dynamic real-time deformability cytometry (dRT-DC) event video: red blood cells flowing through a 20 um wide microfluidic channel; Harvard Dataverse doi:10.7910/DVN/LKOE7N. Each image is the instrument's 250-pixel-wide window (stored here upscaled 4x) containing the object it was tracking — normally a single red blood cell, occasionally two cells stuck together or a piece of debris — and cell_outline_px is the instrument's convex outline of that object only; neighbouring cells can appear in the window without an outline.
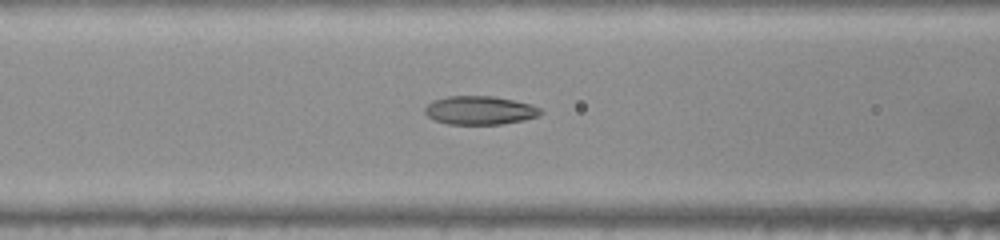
{"species": "common noctule bat (a hibernating species)", "species_latin": "Nyctalus noctula", "temperature_condition": "warm", "stored_images_in_passage": 51, "camera_frame_rate_fps": 3000, "um_per_image_px": 0.085, "animal": {"sex": "female", "body_mass_g": 22.0, "forearm_length_mm": 56.7}, "frame": {"image": 1, "passage_image": 20, "time_ms": 6.333, "image_size_px": [1000, 240], "cell_outline_px": [[544, 112], [536, 116], [524, 120], [500, 124], [448, 124], [436, 120], [428, 116], [424, 112], [424, 108], [432, 100], [448, 96], [492, 96], [532, 104], [540, 108]], "centroid_in_image_um": [40.78, 9.37], "position_along_channel_um": 125.8, "area_um2": 19.19}}
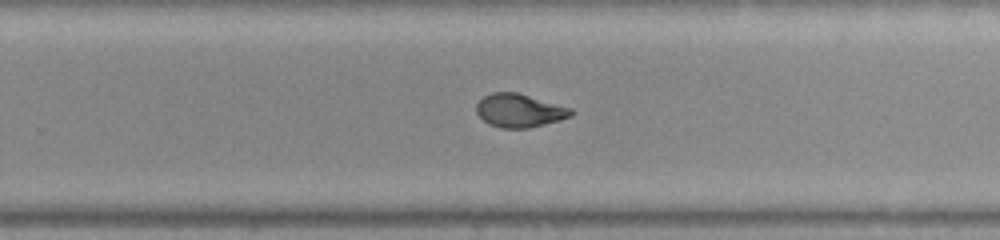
{"frame": {"image": 2, "passage_image": 32, "time_ms": 10.333, "image_size_px": [1000, 240], "cell_outline_px": [[572, 116], [560, 120], [528, 128], [500, 128], [488, 124], [476, 112], [476, 104], [484, 96], [492, 92], [516, 92], [572, 108]], "centroid_in_image_um": [44.14, 9.4], "position_along_channel_um": 285.7, "area_um2": 18.32}}
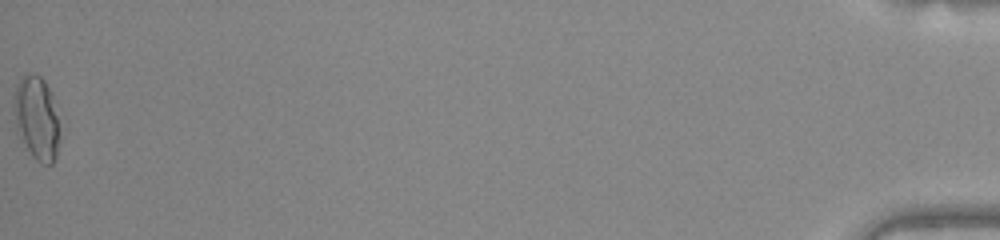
{"frame": {"image": 3, "passage_image": 51, "time_ms": 16.667, "image_size_px": [1000, 240], "cell_outline_px": [[60, 140], [56, 156], [52, 164], [40, 164], [32, 156], [16, 132], [16, 84], [28, 72], [40, 76], [44, 80], [52, 96], [60, 136]], "centroid_in_image_um": [3.14, 10.09], "position_along_channel_um": 432.1, "area_um2": 21.79}, "authors_computed_cell_mechanics": {"area_um2": 19.2474, "velocity_mm_per_s": 4.013, "shape_relaxation_time_tau1_ms": null, "shape_relaxation_time_tau2_ms": 1.2321, "deformation_change_tau1": null, "deformation_change_tau2": 0.0709}}